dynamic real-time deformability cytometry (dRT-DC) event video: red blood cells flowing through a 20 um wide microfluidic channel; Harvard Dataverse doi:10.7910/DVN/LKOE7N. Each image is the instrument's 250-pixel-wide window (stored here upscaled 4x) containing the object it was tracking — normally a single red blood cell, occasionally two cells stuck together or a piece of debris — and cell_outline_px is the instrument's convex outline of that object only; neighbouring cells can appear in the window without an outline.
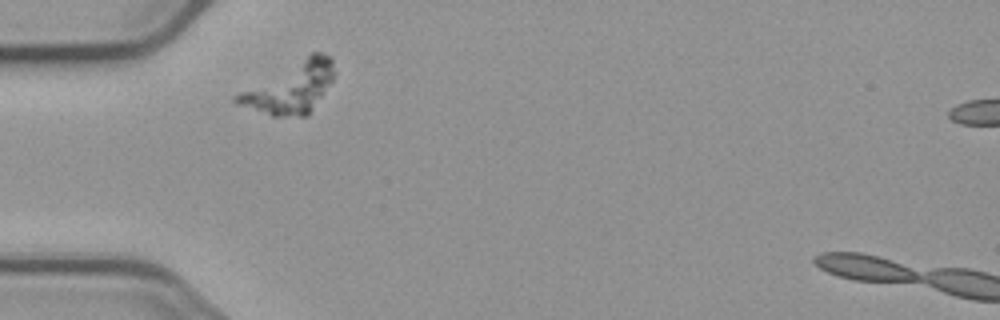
{"species": "common noctule bat (a hibernating species)", "species_latin": "Nyctalus noctula", "temperature_condition": "cold", "stored_images_in_passage": 3, "camera_frame_rate_fps": 3000, "um_per_image_px": 0.085, "animal": {"sex": "male", "body_mass_g": 23.1, "forearm_length_mm": 52.7}, "frame": {"image": 1, "passage_image": 1, "time_ms": 0.0, "image_size_px": [1000, 320], "cell_outline_px": [[332, 80], [308, 116], [272, 116], [236, 104], [232, 100], [232, 96], [312, 52], [320, 52], [328, 56], [332, 60]], "centroid_in_image_um": [24.65, 7.48], "position_along_channel_um": 60.4, "area_um2": 28.15}}